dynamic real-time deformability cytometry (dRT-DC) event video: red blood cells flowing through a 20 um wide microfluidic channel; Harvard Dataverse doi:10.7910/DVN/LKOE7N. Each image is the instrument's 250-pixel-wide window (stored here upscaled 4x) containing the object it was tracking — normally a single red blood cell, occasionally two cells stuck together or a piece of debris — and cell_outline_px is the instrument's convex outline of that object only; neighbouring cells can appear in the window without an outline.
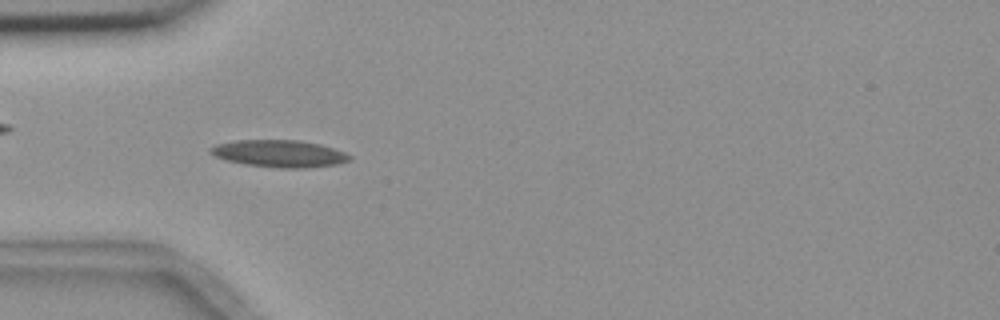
{"species": "common noctule bat (a hibernating species)", "species_latin": "Nyctalus noctula", "temperature_condition": "room temperature", "stored_images_in_passage": 5, "camera_frame_rate_fps": 3000, "um_per_image_px": 0.085, "animal": {"sex": "female", "body_mass_g": 18.4}, "frame": {"image": 1, "passage_image": 4, "time_ms": 3.667, "image_size_px": [1000, 320], "cell_outline_px": [[352, 160], [336, 164], [304, 168], [280, 168], [244, 164], [228, 160], [216, 156], [208, 152], [208, 148], [216, 144], [236, 140], [300, 140], [320, 144], [344, 152], [352, 156]], "centroid_in_image_um": [23.74, 13.05], "position_along_channel_um": 61.3, "area_um2": 21.96}}